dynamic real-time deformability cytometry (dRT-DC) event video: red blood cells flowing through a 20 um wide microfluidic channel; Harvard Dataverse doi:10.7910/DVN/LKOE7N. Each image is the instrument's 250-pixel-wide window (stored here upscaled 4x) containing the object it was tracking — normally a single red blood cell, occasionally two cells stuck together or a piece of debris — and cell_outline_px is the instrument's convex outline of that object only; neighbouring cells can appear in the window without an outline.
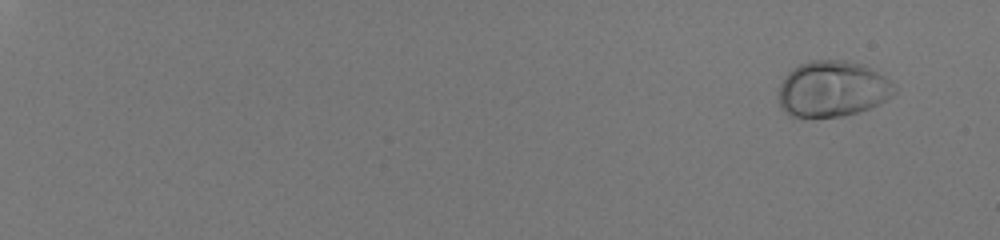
{"species": "human", "species_latin": "Homo sapiens", "temperature_condition": "room temperature", "stored_images_in_passage": 53, "camera_frame_rate_fps": 3000, "um_per_image_px": 0.085, "donor": {"sex": "male"}, "frame": {"image": 1, "passage_image": 1, "time_ms": 0.0, "image_size_px": [1000, 240], "cell_outline_px": [[896, 92], [892, 96], [868, 108], [856, 112], [840, 116], [788, 116], [784, 112], [780, 104], [780, 84], [784, 76], [792, 68], [800, 64], [812, 60], [844, 60], [864, 64], [884, 76], [892, 84]], "centroid_in_image_um": [70.74, 7.53], "position_along_channel_um": 14.3, "area_um2": 37.34}}
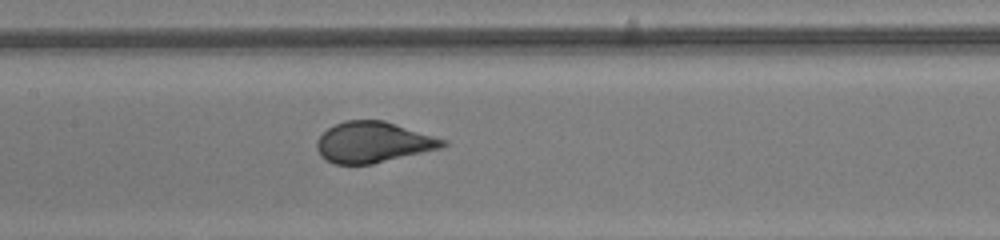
{"frame": {"image": 2, "passage_image": 31, "time_ms": 10.0, "image_size_px": [1000, 240], "cell_outline_px": [[448, 144], [440, 148], [372, 164], [336, 164], [320, 156], [316, 148], [316, 140], [328, 128], [344, 120], [384, 120], [448, 140]], "centroid_in_image_um": [31.72, 12.08], "position_along_channel_um": 175.7, "area_um2": 29.88}}
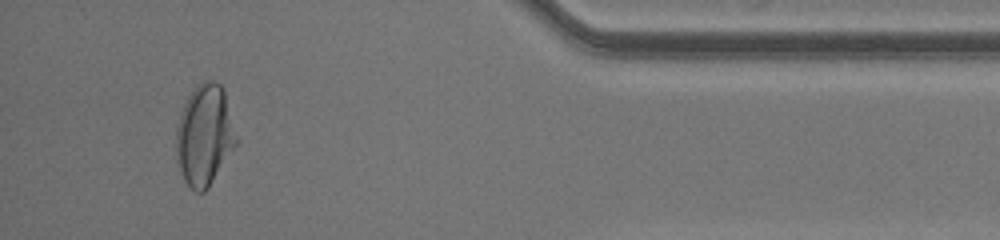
{"frame": {"image": 3, "passage_image": 51, "time_ms": 16.667, "image_size_px": [1000, 240], "cell_outline_px": [[236, 144], [208, 188], [204, 192], [196, 192], [184, 180], [176, 164], [176, 128], [180, 112], [188, 96], [196, 84], [204, 80], [212, 80], [220, 84], [224, 88], [236, 136]], "centroid_in_image_um": [17.35, 11.47], "position_along_channel_um": 417.9, "area_um2": 35.26}, "authors_computed_cell_mechanics": {"area_um2": 31.8478, "velocity_mm_per_s": 4.1014, "shape_relaxation_time_tau1_ms": 3.8298, "shape_relaxation_time_tau2_ms": null, "deformation_change_tau1": 0.1901, "deformation_change_tau2": null}}